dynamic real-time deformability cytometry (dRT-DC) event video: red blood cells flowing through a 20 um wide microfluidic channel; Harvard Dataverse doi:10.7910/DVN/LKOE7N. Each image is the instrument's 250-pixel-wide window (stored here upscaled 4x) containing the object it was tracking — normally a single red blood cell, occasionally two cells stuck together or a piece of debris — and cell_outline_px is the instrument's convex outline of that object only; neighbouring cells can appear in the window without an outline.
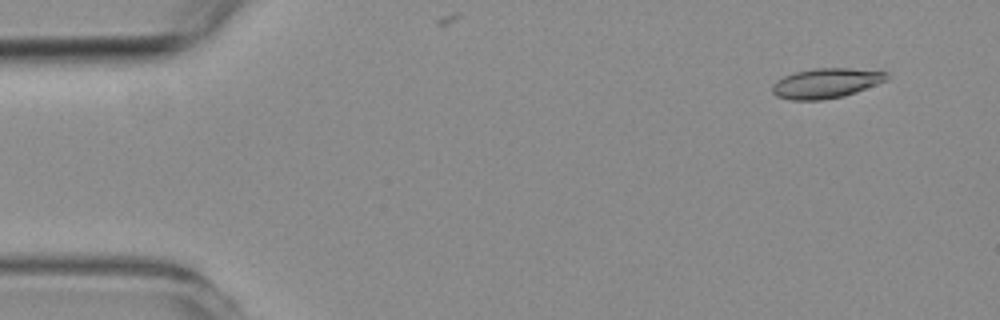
{"species": "common noctule bat (a hibernating species)", "species_latin": "Nyctalus noctula", "temperature_condition": "room temperature", "stored_images_in_passage": 9, "camera_frame_rate_fps": 3000, "um_per_image_px": 0.085, "animal": {"sex": "female", "body_mass_g": 19.3, "forearm_length_mm": 54.1}, "frame": {"image": 1, "passage_image": 5, "time_ms": 1.333, "image_size_px": [1000, 320], "cell_outline_px": [[888, 80], [856, 92], [844, 96], [820, 100], [792, 100], [776, 96], [772, 92], [772, 84], [776, 80], [784, 76], [796, 72], [812, 68], [848, 68], [888, 72]], "centroid_in_image_um": [70.2, 7.07], "position_along_channel_um": 14.8, "area_um2": 20.0}}